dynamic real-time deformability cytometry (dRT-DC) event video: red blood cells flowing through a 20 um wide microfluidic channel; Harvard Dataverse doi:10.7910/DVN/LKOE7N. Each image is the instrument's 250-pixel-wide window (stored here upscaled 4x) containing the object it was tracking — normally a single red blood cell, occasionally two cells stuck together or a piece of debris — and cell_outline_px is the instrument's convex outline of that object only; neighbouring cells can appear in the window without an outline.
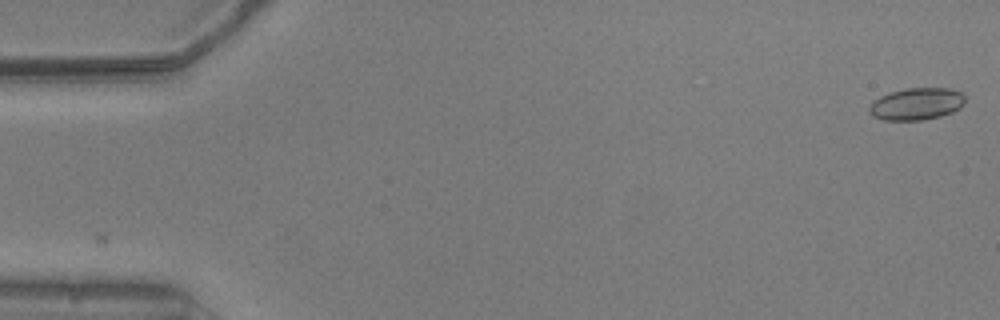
{"species": "common noctule bat (a hibernating species)", "species_latin": "Nyctalus noctula", "temperature_condition": "warm", "stored_images_in_passage": 5, "camera_frame_rate_fps": 3000, "um_per_image_px": 0.085, "animal": {"sex": "male", "body_mass_g": 20.5, "forearm_length_mm": 52.5}, "frame": {"image": 1, "passage_image": 1, "time_ms": 0.0, "image_size_px": [1000, 320], "cell_outline_px": [[964, 104], [960, 108], [952, 112], [940, 116], [920, 120], [884, 120], [872, 116], [868, 112], [868, 108], [872, 100], [880, 96], [904, 88], [948, 88], [960, 92], [964, 96]], "centroid_in_image_um": [77.87, 8.83], "position_along_channel_um": 7.1, "area_um2": 17.98}}